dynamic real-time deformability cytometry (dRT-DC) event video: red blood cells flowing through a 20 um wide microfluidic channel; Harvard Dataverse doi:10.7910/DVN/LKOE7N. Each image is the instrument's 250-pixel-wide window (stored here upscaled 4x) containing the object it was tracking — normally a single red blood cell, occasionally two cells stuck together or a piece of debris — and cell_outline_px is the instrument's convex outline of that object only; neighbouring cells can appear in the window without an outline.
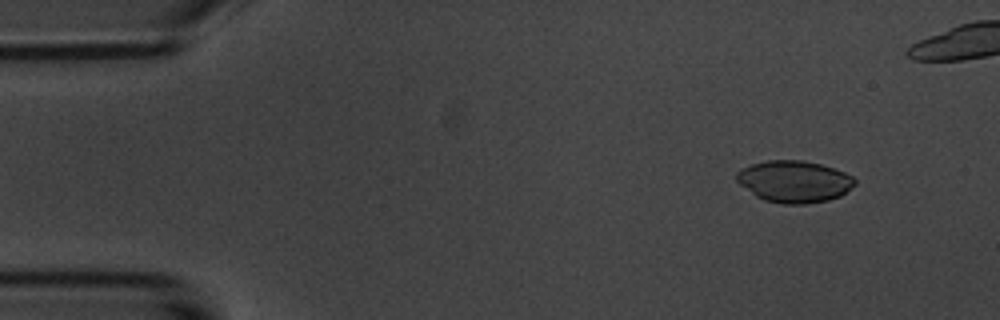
{"species": "common noctule bat (a hibernating species)", "species_latin": "Nyctalus noctula", "temperature_condition": "room temperature", "stored_images_in_passage": 5, "camera_frame_rate_fps": 3000, "um_per_image_px": 0.085, "animal": {"sex": "male", "body_mass_g": 20.1, "forearm_length_mm": 53.5}, "frame": {"image": 1, "passage_image": 2, "time_ms": 1.0, "image_size_px": [1000, 320], "cell_outline_px": [[856, 184], [840, 196], [828, 200], [804, 204], [784, 204], [764, 200], [756, 196], [740, 184], [736, 180], [736, 172], [740, 168], [752, 164], [768, 160], [804, 160], [820, 164], [844, 172], [852, 176], [856, 180]], "centroid_in_image_um": [67.5, 15.42], "position_along_channel_um": 17.5, "area_um2": 28.78}}